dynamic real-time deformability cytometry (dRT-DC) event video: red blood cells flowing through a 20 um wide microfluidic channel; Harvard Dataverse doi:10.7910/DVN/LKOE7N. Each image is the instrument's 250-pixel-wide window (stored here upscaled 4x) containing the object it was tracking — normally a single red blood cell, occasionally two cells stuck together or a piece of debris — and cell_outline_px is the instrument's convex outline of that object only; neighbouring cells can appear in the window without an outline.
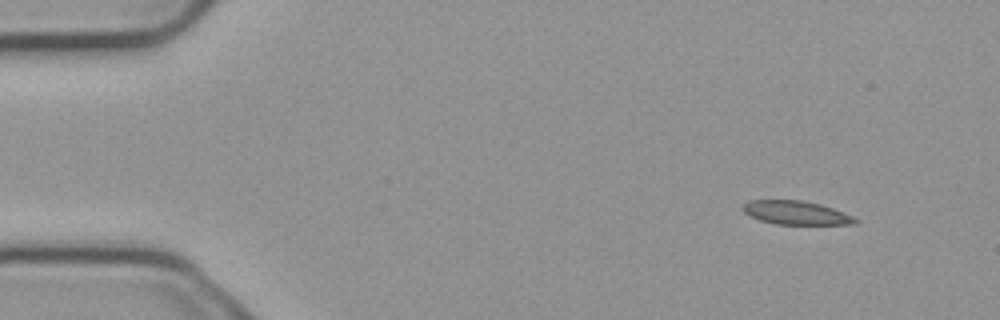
{"species": "common noctule bat (a hibernating species)", "species_latin": "Nyctalus noctula", "temperature_condition": "cold", "stored_images_in_passage": 3, "camera_frame_rate_fps": 3000, "um_per_image_px": 0.085, "animal": {"sex": "male", "body_mass_g": 23.1, "forearm_length_mm": 52.7}, "frame": {"image": 1, "passage_image": 1, "time_ms": 0.0, "image_size_px": [1000, 320], "cell_outline_px": [[860, 220], [856, 224], [776, 224], [760, 220], [748, 216], [740, 208], [748, 200], [800, 200], [820, 204], [832, 208], [852, 216]], "centroid_in_image_um": [67.62, 18.08], "position_along_channel_um": 17.4, "area_um2": 15.49}}